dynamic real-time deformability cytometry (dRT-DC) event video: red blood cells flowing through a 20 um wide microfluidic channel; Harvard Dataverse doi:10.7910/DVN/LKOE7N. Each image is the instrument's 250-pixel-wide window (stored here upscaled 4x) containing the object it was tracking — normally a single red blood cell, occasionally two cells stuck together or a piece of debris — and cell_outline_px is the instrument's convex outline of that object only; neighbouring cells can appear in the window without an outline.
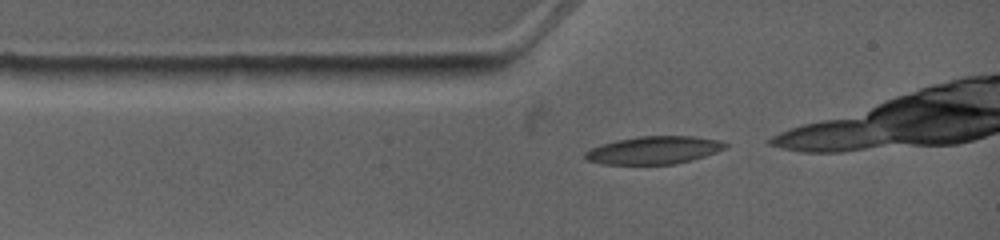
{"species": "common noctule bat (a hibernating species)", "species_latin": "Nyctalus noctula", "temperature_condition": "warm", "stored_images_in_passage": 3, "camera_frame_rate_fps": 4500, "um_per_image_px": 0.085, "animal": {"sex": "female", "body_mass_g": 19.0, "forearm_length_mm": 53.3}, "frame": {"image": 1, "passage_image": 1, "time_ms": 0.0, "image_size_px": [1000, 240], "cell_outline_px": [[728, 148], [692, 160], [676, 164], [604, 164], [584, 160], [584, 152], [600, 144], [616, 140], [640, 136], [696, 136], [720, 140], [728, 144]], "centroid_in_image_um": [55.59, 12.76], "position_along_channel_um": 29.4, "area_um2": 22.89}}
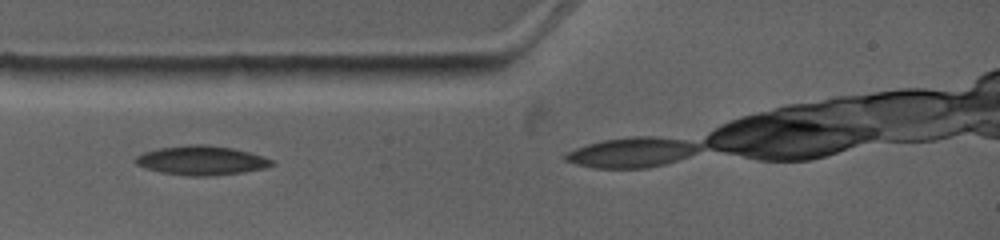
{"frame": {"image": 2, "passage_image": 2, "time_ms": 1.111, "image_size_px": [1000, 240], "cell_outline_px": [[276, 164], [264, 168], [244, 172], [212, 176], [188, 176], [160, 172], [144, 168], [136, 164], [136, 156], [144, 152], [160, 148], [188, 144], [204, 144], [232, 148], [264, 156], [272, 160]], "centroid_in_image_um": [17.13, 13.64], "position_along_channel_um": 67.9, "area_um2": 23.24}}